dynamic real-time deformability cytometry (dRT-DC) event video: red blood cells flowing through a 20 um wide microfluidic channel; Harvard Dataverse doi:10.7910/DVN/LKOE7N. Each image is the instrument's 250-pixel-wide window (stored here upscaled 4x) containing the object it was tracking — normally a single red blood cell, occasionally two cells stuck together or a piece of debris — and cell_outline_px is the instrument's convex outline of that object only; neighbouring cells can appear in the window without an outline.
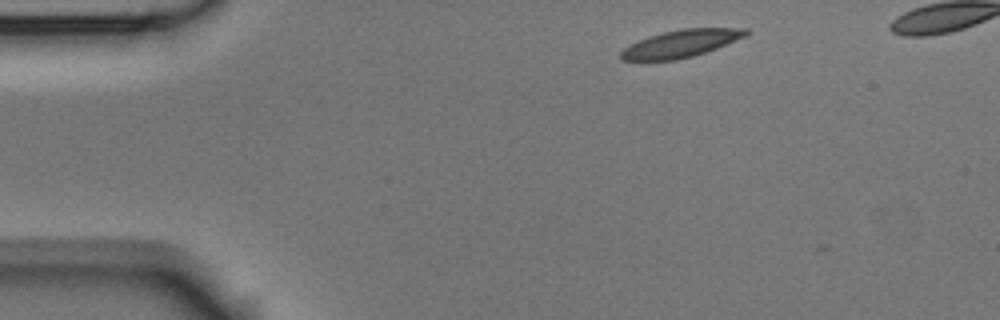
{"species": "Egyptian fruit bat (a non-hibernating species)", "species_latin": "Rousettus aegyptiacus", "temperature_condition": "room temperature", "stored_images_in_passage": 45, "camera_frame_rate_fps": 3000, "um_per_image_px": 0.085, "animal": {"sex": "male"}, "frame": {"image": 1, "passage_image": 1, "time_ms": 0.0, "image_size_px": [1000, 320], "cell_outline_px": [[748, 32], [744, 36], [716, 48], [692, 56], [676, 60], [620, 60], [620, 52], [624, 48], [648, 36], [680, 28], [748, 28]], "centroid_in_image_um": [57.85, 3.7], "position_along_channel_um": 27.2, "area_um2": 19.59}}
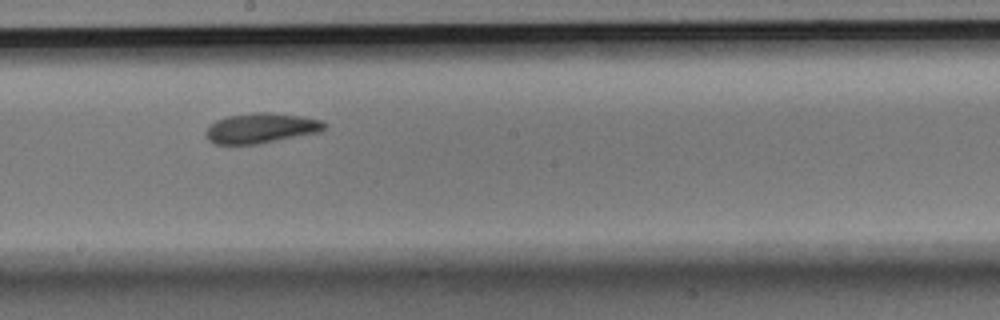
{"frame": {"image": 2, "passage_image": 23, "time_ms": 7.333, "image_size_px": [1000, 320], "cell_outline_px": [[328, 124], [324, 128], [316, 132], [256, 144], [216, 144], [208, 140], [204, 132], [216, 120], [228, 116], [256, 112], [272, 112], [304, 116], [324, 120]], "centroid_in_image_um": [22.19, 10.87], "position_along_channel_um": 226.0, "area_um2": 20.63}}
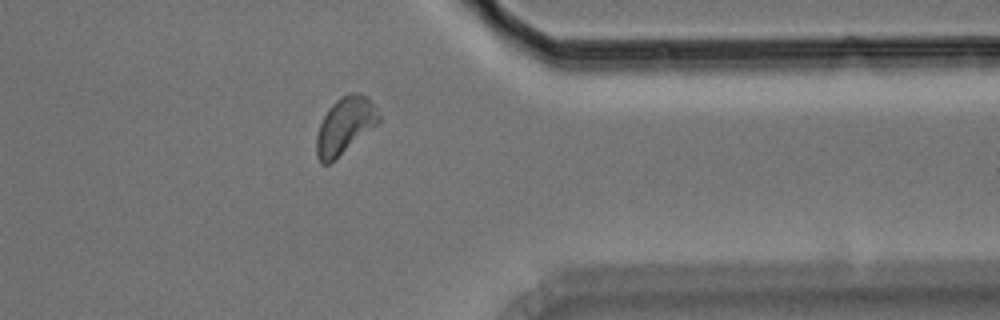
{"frame": {"image": 3, "passage_image": 37, "time_ms": 12.0, "image_size_px": [1000, 320], "cell_outline_px": [[380, 120], [376, 124], [328, 164], [320, 164], [316, 156], [316, 136], [320, 124], [328, 108], [340, 96], [348, 92], [360, 92], [368, 96], [376, 108], [380, 116]], "centroid_in_image_um": [29.29, 10.62], "position_along_channel_um": 382.1, "area_um2": 20.29}, "authors_computed_cell_mechanics": {"area_um2": 20.23, "velocity_mm_per_s": 3.5514, "shape_relaxation_time_tau1_ms": 4.5433, "shape_relaxation_time_tau2_ms": 4.302, "deformation_change_tau1": 0.1355, "deformation_change_tau2": 0.1056}}